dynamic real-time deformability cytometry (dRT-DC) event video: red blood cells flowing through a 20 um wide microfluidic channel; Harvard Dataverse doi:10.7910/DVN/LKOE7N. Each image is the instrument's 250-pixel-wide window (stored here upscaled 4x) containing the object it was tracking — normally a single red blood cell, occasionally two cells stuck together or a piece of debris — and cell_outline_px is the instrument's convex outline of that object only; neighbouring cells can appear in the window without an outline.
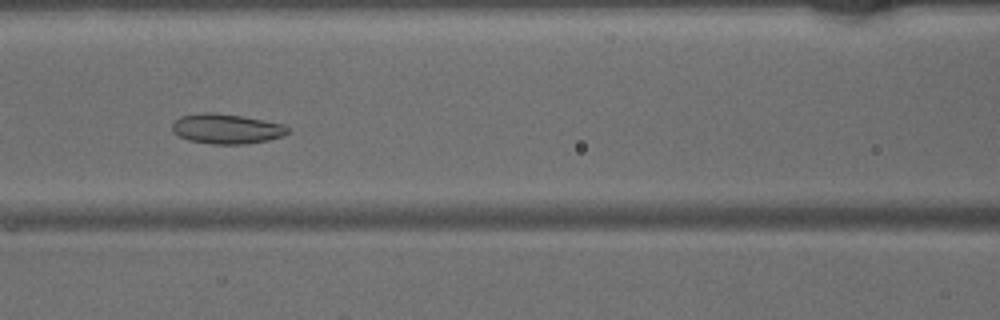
{"species": "common noctule bat (a hibernating species)", "species_latin": "Nyctalus noctula", "temperature_condition": "warm", "stored_images_in_passage": 48, "camera_frame_rate_fps": 3000, "um_per_image_px": 0.085, "animal": {"sex": "male", "body_mass_g": 15.6}, "frame": {"image": 1, "passage_image": 21, "time_ms": 6.667, "image_size_px": [1000, 320], "cell_outline_px": [[292, 132], [284, 136], [268, 140], [244, 144], [212, 144], [188, 140], [172, 132], [172, 124], [180, 116], [204, 112], [212, 112], [240, 116], [264, 120], [284, 124], [292, 128]], "centroid_in_image_um": [19.31, 10.95], "position_along_channel_um": 147.3, "area_um2": 20.35}}
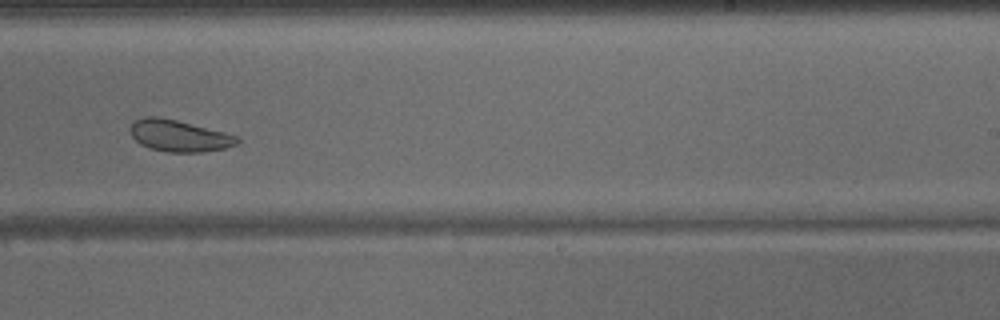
{"frame": {"image": 2, "passage_image": 30, "time_ms": 9.667, "image_size_px": [1000, 320], "cell_outline_px": [[240, 140], [236, 144], [224, 148], [200, 152], [168, 152], [152, 148], [140, 144], [132, 136], [128, 128], [136, 120], [144, 116], [160, 116], [240, 136]], "centroid_in_image_um": [15.21, 11.53], "position_along_channel_um": 273.8, "area_um2": 19.59}}
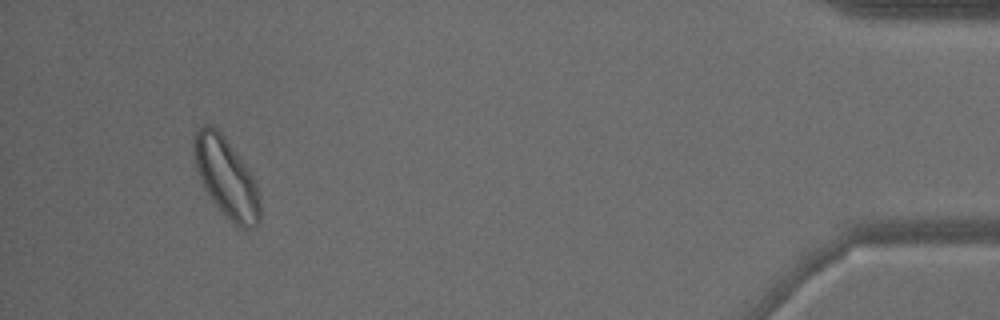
{"frame": {"image": 3, "passage_image": 45, "time_ms": 14.667, "image_size_px": [1000, 320], "cell_outline_px": [[260, 224], [256, 228], [240, 228], [232, 224], [220, 212], [204, 188], [196, 172], [192, 152], [192, 140], [196, 132], [204, 124], [212, 124], [224, 136], [248, 168], [256, 184], [260, 196]], "centroid_in_image_um": [19.22, 15.13], "position_along_channel_um": 416.0, "area_um2": 31.27}}